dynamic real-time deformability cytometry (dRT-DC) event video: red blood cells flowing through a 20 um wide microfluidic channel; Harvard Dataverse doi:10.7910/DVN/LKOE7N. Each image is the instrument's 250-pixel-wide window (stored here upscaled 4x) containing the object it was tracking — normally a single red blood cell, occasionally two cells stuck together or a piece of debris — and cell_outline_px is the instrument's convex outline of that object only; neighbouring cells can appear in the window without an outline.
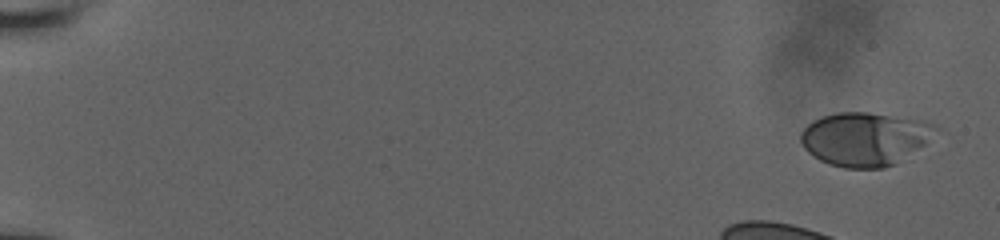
{"species": "human", "species_latin": "Homo sapiens", "temperature_condition": "room temperature", "stored_images_in_passage": 11, "segment_of_instrument_passage": [1, 2], "camera_frame_rate_fps": 3000, "um_per_image_px": 0.085, "donor": {"sex": "male"}, "frame": {"image": 1, "passage_image": 1, "time_ms": 0.0, "image_size_px": [1000, 240], "cell_outline_px": [[940, 128], [924, 144], [896, 164], [884, 168], [844, 168], [828, 164], [820, 160], [808, 152], [804, 148], [800, 140], [800, 132], [812, 120], [820, 116], [836, 112], [868, 112], [928, 120]], "centroid_in_image_um": [73.51, 11.79], "position_along_channel_um": 11.5, "area_um2": 42.54}}
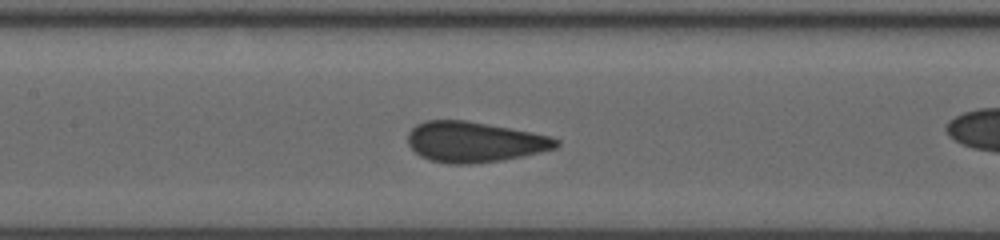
{"frame": {"image": 2, "passage_image": 10, "time_ms": 7.667, "image_size_px": [1000, 240], "cell_outline_px": [[560, 144], [556, 148], [524, 156], [500, 160], [472, 164], [448, 164], [432, 160], [420, 156], [408, 144], [408, 132], [416, 124], [424, 120], [464, 120], [512, 128], [552, 136], [560, 140]], "centroid_in_image_um": [40.34, 12.06], "position_along_channel_um": 167.1, "area_um2": 35.14}}